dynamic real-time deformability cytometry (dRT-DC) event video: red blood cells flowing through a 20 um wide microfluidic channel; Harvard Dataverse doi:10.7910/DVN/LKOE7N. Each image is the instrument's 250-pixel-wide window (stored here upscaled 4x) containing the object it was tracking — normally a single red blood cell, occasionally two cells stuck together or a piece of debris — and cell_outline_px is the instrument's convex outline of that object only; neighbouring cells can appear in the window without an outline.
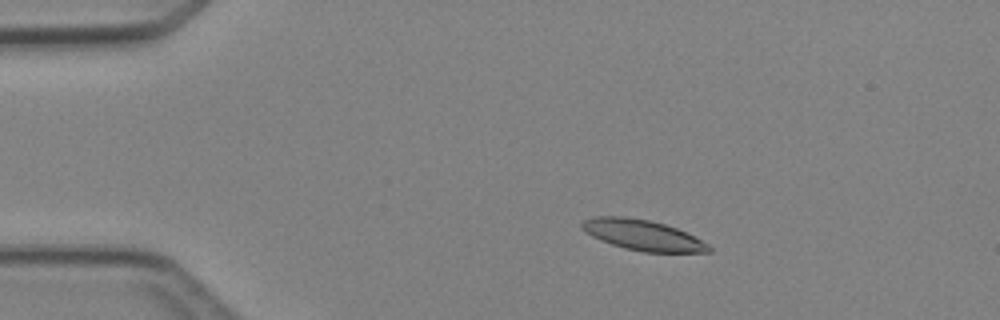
{"species": "Egyptian fruit bat (a non-hibernating species)", "species_latin": "Rousettus aegyptiacus", "temperature_condition": "cold", "stored_images_in_passage": 4, "camera_frame_rate_fps": 3000, "um_per_image_px": 0.085, "animal": {"sex": "female"}, "frame": {"image": 1, "passage_image": 3, "time_ms": 2.333, "image_size_px": [1000, 320], "cell_outline_px": [[712, 252], [644, 252], [624, 248], [612, 244], [592, 236], [584, 232], [580, 228], [580, 224], [584, 220], [592, 216], [624, 216], [648, 220], [664, 224], [676, 228], [708, 244], [712, 248]], "centroid_in_image_um": [54.58, 19.97], "position_along_channel_um": 30.4, "area_um2": 22.43}}